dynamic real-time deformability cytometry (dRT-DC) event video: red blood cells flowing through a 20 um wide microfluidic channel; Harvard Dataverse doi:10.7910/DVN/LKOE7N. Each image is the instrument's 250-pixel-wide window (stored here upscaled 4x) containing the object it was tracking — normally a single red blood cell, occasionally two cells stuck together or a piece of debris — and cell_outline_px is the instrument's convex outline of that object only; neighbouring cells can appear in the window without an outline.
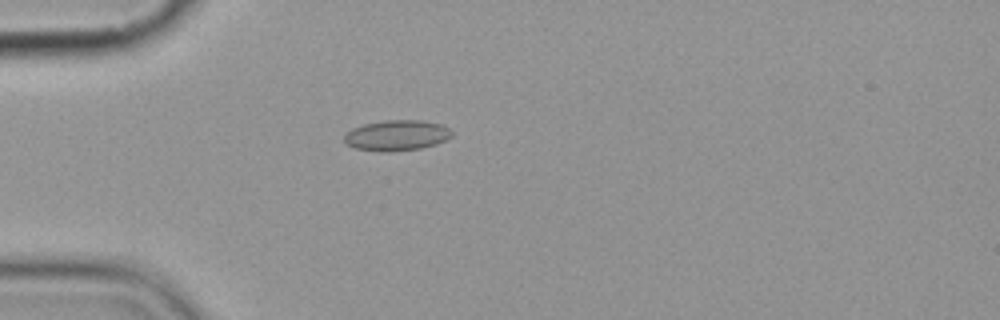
{"species": "common noctule bat (a hibernating species)", "species_latin": "Nyctalus noctula", "temperature_condition": "cold", "stored_images_in_passage": 6, "camera_frame_rate_fps": 3000, "um_per_image_px": 0.085, "animal": {"sex": "female", "body_mass_g": 19.9}, "frame": {"image": 1, "passage_image": 5, "time_ms": 4.667, "image_size_px": [1000, 320], "cell_outline_px": [[452, 136], [436, 144], [420, 148], [388, 152], [380, 152], [356, 148], [348, 144], [344, 140], [344, 136], [352, 128], [364, 124], [384, 120], [420, 120], [440, 124], [448, 128], [452, 132]], "centroid_in_image_um": [33.71, 11.5], "position_along_channel_um": 51.3, "area_um2": 19.02}}